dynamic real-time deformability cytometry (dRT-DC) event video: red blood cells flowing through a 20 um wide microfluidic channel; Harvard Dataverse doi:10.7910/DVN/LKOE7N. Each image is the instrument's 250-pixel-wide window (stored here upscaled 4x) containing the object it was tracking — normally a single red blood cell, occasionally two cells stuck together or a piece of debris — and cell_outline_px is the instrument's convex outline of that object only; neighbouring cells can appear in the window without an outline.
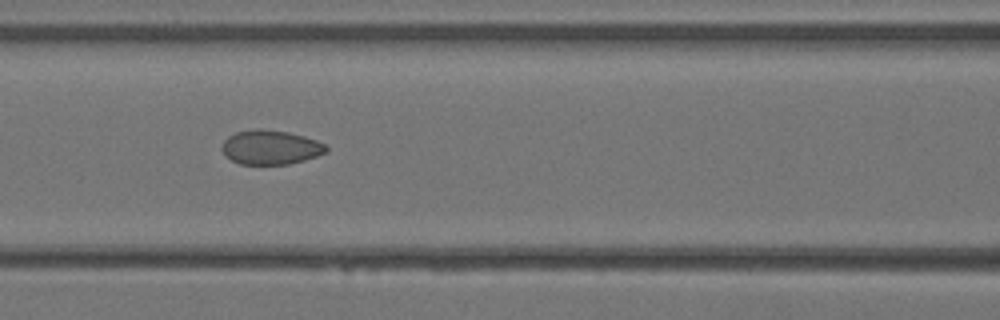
{"species": "Egyptian fruit bat (a non-hibernating species)", "species_latin": "Rousettus aegyptiacus", "temperature_condition": "warm", "stored_images_in_passage": 17, "camera_frame_rate_fps": 3000, "um_per_image_px": 0.085, "animal": {"sex": "female"}, "frame": {"image": 1, "passage_image": 15, "time_ms": 4.667, "image_size_px": [1000, 320], "cell_outline_px": [[328, 152], [304, 160], [288, 164], [240, 164], [224, 156], [220, 148], [224, 140], [228, 136], [236, 132], [260, 128], [288, 132], [304, 136], [316, 140], [324, 144], [328, 148]], "centroid_in_image_um": [22.97, 12.52], "position_along_channel_um": 143.6, "area_um2": 20.92}}
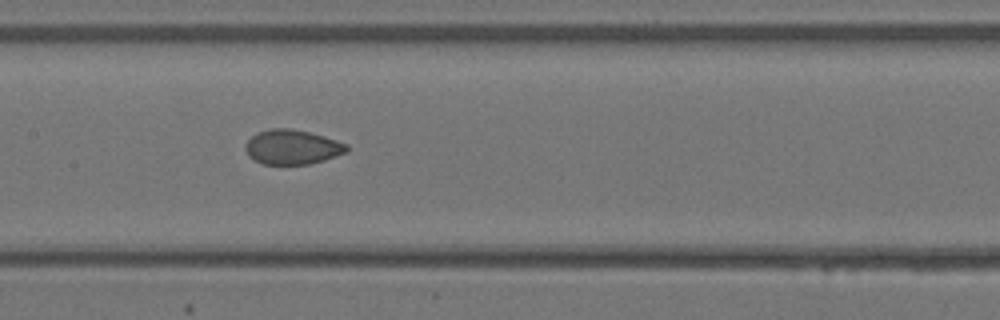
{"frame": {"image": 2, "passage_image": 17, "time_ms": 5.333, "image_size_px": [1000, 320], "cell_outline_px": [[348, 152], [312, 164], [264, 164], [252, 160], [248, 156], [244, 148], [244, 144], [252, 136], [260, 132], [272, 128], [292, 128], [324, 136], [348, 144]], "centroid_in_image_um": [24.83, 12.51], "position_along_channel_um": 182.6, "area_um2": 20.58}}